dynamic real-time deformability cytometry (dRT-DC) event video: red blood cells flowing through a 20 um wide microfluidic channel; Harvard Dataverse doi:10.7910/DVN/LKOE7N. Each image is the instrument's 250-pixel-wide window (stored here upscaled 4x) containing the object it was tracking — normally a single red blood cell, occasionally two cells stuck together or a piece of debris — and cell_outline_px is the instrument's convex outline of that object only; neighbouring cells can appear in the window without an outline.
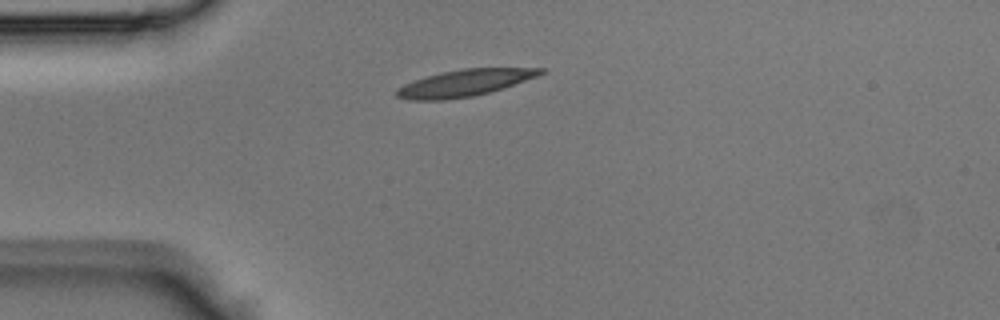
{"species": "Egyptian fruit bat (a non-hibernating species)", "species_latin": "Rousettus aegyptiacus", "temperature_condition": "room temperature", "stored_images_in_passage": 27, "camera_frame_rate_fps": 3000, "um_per_image_px": 0.085, "animal": {"sex": "male"}, "frame": {"image": 1, "passage_image": 1, "time_ms": 0.0, "image_size_px": [1000, 320], "cell_outline_px": [[548, 72], [504, 88], [472, 96], [444, 100], [412, 100], [396, 96], [396, 88], [404, 84], [428, 76], [444, 72], [464, 68], [544, 68]], "centroid_in_image_um": [39.53, 7.05], "position_along_channel_um": 45.5, "area_um2": 22.14}}
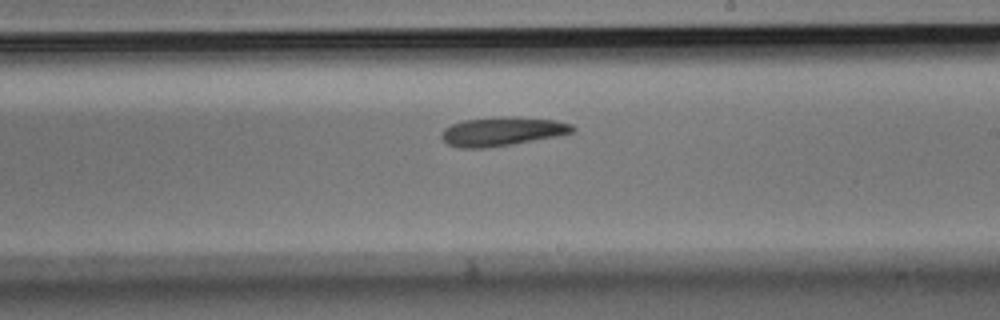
{"frame": {"image": 2, "passage_image": 15, "time_ms": 4.667, "image_size_px": [1000, 320], "cell_outline_px": [[576, 132], [560, 136], [488, 148], [460, 148], [448, 144], [440, 136], [440, 132], [444, 128], [452, 124], [464, 120], [504, 116], [556, 120], [572, 124], [576, 128]], "centroid_in_image_um": [42.72, 11.18], "position_along_channel_um": 246.3, "area_um2": 22.25}}
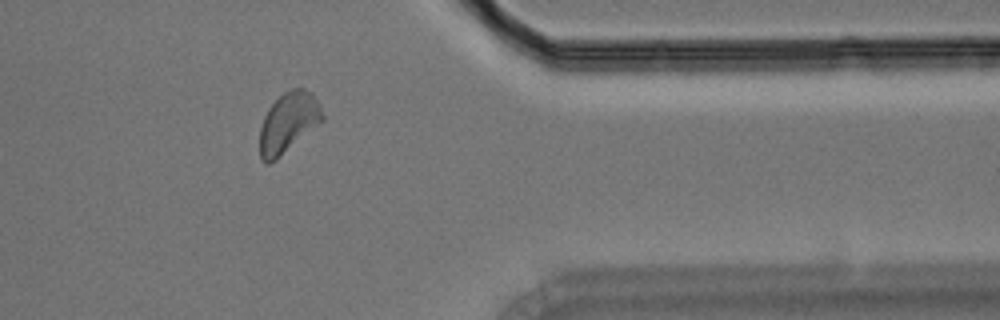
{"frame": {"image": 3, "passage_image": 25, "time_ms": 8.0, "image_size_px": [1000, 320], "cell_outline_px": [[324, 120], [276, 160], [268, 164], [264, 164], [260, 160], [260, 128], [264, 116], [268, 108], [284, 92], [292, 88], [304, 88], [312, 92], [320, 104], [324, 116]], "centroid_in_image_um": [24.51, 10.43], "position_along_channel_um": 386.9, "area_um2": 22.14}}